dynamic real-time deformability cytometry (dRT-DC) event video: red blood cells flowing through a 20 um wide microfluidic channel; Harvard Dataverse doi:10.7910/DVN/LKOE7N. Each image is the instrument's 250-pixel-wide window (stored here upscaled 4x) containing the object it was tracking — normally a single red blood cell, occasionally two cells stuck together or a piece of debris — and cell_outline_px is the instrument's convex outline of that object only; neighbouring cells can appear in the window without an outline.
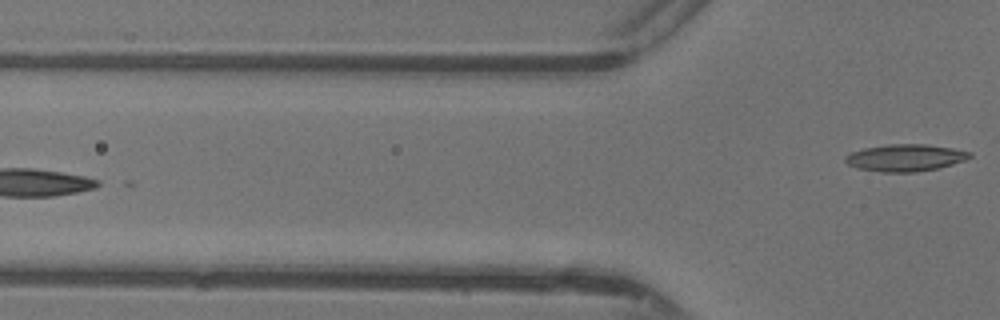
{"species": "common noctule bat (a hibernating species)", "species_latin": "Nyctalus noctula", "temperature_condition": "warm", "stored_images_in_passage": 14, "segment_of_instrument_passage": [2, 2], "camera_frame_rate_fps": 3000, "um_per_image_px": 0.085, "animal": {"sex": "female"}, "frame": {"image": 1, "passage_image": 14, "time_ms": 4.333, "image_size_px": [1000, 320], "cell_outline_px": [[972, 156], [964, 160], [952, 164], [936, 168], [912, 172], [880, 172], [860, 168], [848, 164], [844, 160], [844, 156], [852, 152], [864, 148], [888, 144], [928, 144], [952, 148], [972, 152]], "centroid_in_image_um": [76.95, 13.39], "position_along_channel_um": 48.9, "area_um2": 19.42}}